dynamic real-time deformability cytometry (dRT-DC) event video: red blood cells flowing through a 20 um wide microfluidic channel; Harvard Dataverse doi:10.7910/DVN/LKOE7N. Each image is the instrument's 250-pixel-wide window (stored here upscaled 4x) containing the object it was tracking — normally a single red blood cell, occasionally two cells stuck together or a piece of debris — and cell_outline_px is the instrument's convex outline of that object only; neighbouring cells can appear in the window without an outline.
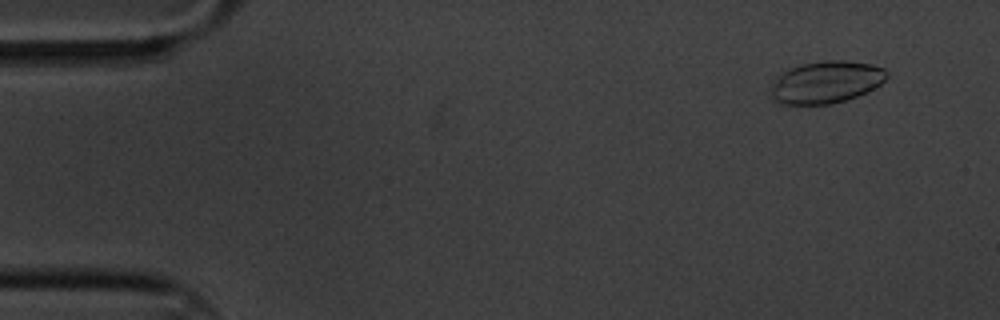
{"species": "common noctule bat (a hibernating species)", "species_latin": "Nyctalus noctula", "temperature_condition": "cold", "stored_images_in_passage": 9, "camera_frame_rate_fps": 3000, "um_per_image_px": 0.085, "animal": {"sex": "male", "body_mass_g": 20.1, "forearm_length_mm": 53.5}, "frame": {"image": 1, "passage_image": 1, "time_ms": 0.0, "image_size_px": [1000, 320], "cell_outline_px": [[888, 76], [880, 84], [868, 92], [832, 104], [780, 104], [772, 100], [772, 80], [784, 68], [800, 64], [824, 60], [844, 60], [872, 64], [884, 68], [888, 72]], "centroid_in_image_um": [70.18, 6.96], "position_along_channel_um": 14.8, "area_um2": 28.96}}
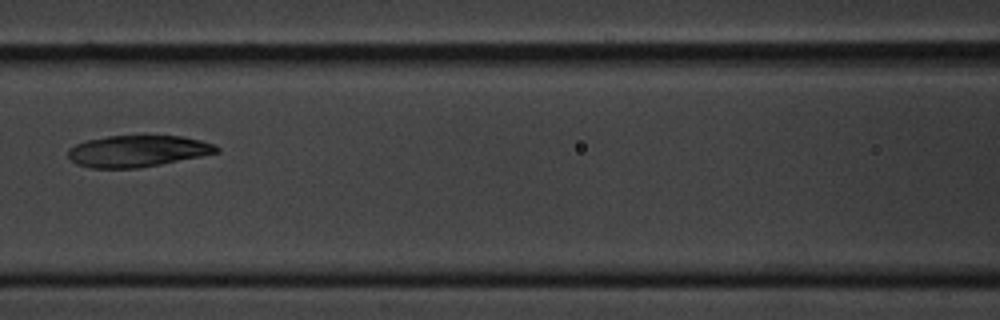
{"frame": {"image": 2, "passage_image": 7, "time_ms": 2.0, "image_size_px": [1000, 320], "cell_outline_px": [[220, 152], [140, 168], [88, 168], [76, 164], [68, 156], [68, 148], [76, 144], [88, 140], [108, 136], [144, 132], [184, 136], [200, 140], [212, 144], [220, 148]], "centroid_in_image_um": [11.7, 12.79], "position_along_channel_um": 154.9, "area_um2": 28.26}}
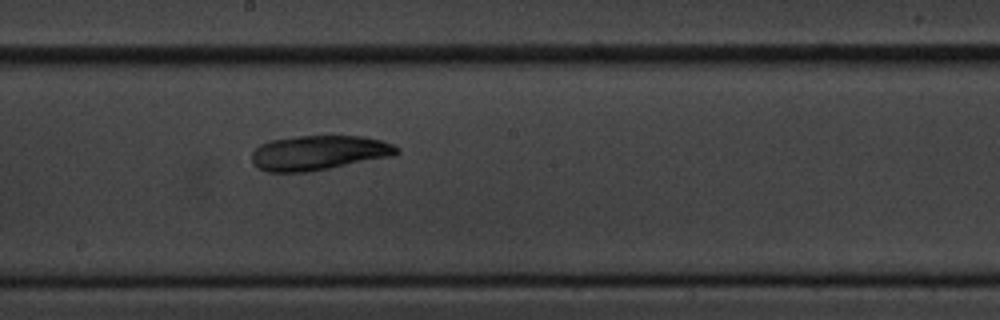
{"frame": {"image": 3, "passage_image": 9, "time_ms": 2.667, "image_size_px": [1000, 320], "cell_outline_px": [[400, 152], [396, 156], [308, 172], [268, 172], [252, 164], [252, 152], [260, 144], [268, 140], [296, 136], [364, 136], [396, 144], [400, 148]], "centroid_in_image_um": [27.14, 12.98], "position_along_channel_um": 221.1, "area_um2": 29.77}}